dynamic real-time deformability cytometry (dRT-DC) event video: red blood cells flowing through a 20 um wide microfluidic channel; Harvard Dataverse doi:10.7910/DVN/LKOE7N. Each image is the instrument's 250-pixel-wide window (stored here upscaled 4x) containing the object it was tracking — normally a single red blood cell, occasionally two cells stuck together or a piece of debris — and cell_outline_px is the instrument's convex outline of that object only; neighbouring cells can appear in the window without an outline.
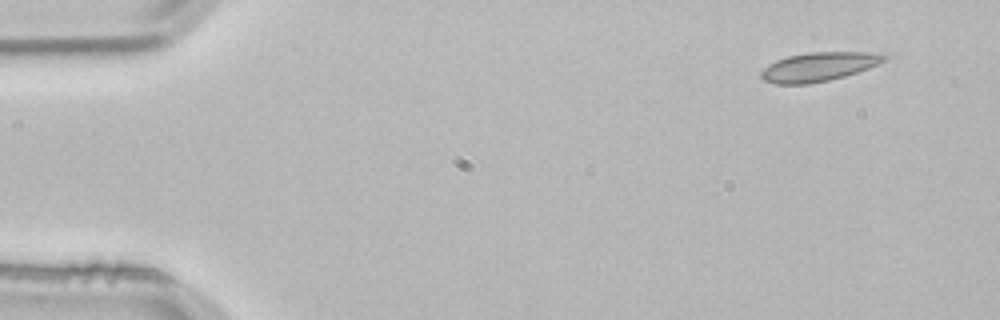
{"species": "common noctule bat (a hibernating species)", "species_latin": "Nyctalus noctula", "temperature_condition": "room temperature", "stored_images_in_passage": 2, "camera_frame_rate_fps": 3000, "um_per_image_px": 0.085, "animal": {"sex": "male", "body_mass_g": 21.5, "forearm_length_mm": 52.0}, "frame": {"image": 1, "passage_image": 1, "time_ms": 0.0, "image_size_px": [1000, 320], "cell_outline_px": [[892, 56], [888, 60], [868, 68], [844, 76], [828, 80], [808, 84], [776, 84], [764, 80], [760, 76], [760, 72], [768, 64], [776, 60], [788, 56], [808, 52], [888, 52]], "centroid_in_image_um": [69.67, 5.65], "position_along_channel_um": 15.3, "area_um2": 21.1}}